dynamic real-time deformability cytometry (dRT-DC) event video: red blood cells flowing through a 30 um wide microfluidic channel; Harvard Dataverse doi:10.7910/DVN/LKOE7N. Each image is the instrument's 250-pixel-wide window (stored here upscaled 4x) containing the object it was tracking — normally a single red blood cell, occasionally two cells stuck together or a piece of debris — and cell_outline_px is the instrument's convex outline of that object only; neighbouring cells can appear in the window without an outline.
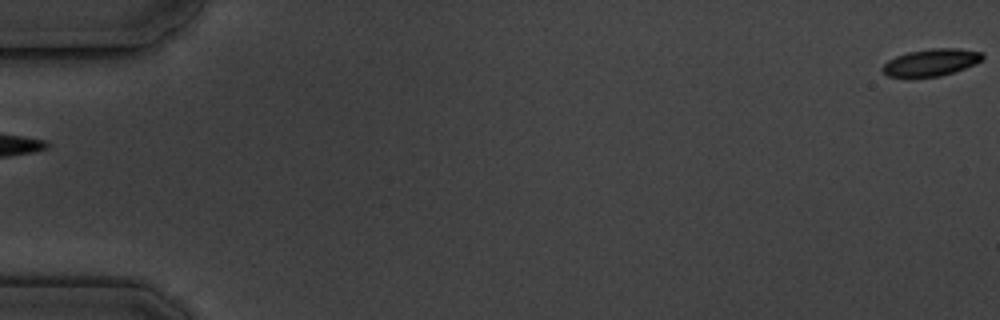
{"species": "common noctule bat (a hibernating species)", "species_latin": "Nyctalus noctula", "temperature_condition": "cold", "stored_images_in_passage": 6, "segment_of_instrument_passage": [2, 2], "camera_frame_rate_fps": 3000, "um_per_image_px": 0.085, "animal": {"sex": "male", "body_mass_g": 19.5, "forearm_length_mm": 54.6}, "frame": {"image": 1, "passage_image": 6, "time_ms": 6.667, "image_size_px": [1000, 320], "cell_outline_px": [[984, 56], [980, 60], [964, 68], [940, 76], [888, 76], [880, 68], [888, 60], [896, 56], [908, 52], [932, 48], [956, 48], [980, 52]], "centroid_in_image_um": [79.1, 5.29], "position_along_channel_um": 5.9, "area_um2": 15.32}}